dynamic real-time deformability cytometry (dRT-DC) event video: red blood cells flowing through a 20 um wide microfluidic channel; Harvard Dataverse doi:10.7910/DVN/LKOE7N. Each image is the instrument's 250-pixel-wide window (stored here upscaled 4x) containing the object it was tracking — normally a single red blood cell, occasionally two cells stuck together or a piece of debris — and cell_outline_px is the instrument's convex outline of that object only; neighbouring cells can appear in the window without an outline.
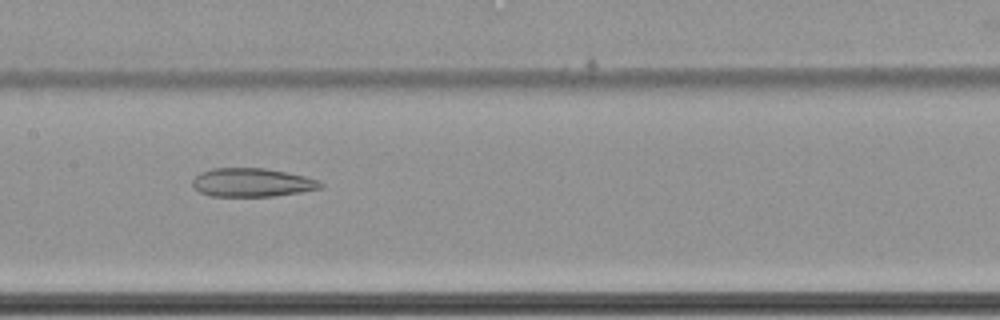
{"species": "common noctule bat (a hibernating species)", "species_latin": "Nyctalus noctula", "temperature_condition": "cold", "stored_images_in_passage": 60, "camera_frame_rate_fps": 3000, "um_per_image_px": 0.085, "animal": {"sex": "female", "body_mass_g": 22.7, "forearm_length_mm": 54.2}, "frame": {"image": 1, "passage_image": 34, "time_ms": 11.0, "image_size_px": [1000, 320], "cell_outline_px": [[324, 188], [276, 196], [212, 196], [200, 192], [192, 184], [192, 180], [200, 172], [212, 168], [264, 168], [304, 176], [320, 180], [324, 184]], "centroid_in_image_um": [21.45, 15.51], "position_along_channel_um": 185.9, "area_um2": 21.33}}
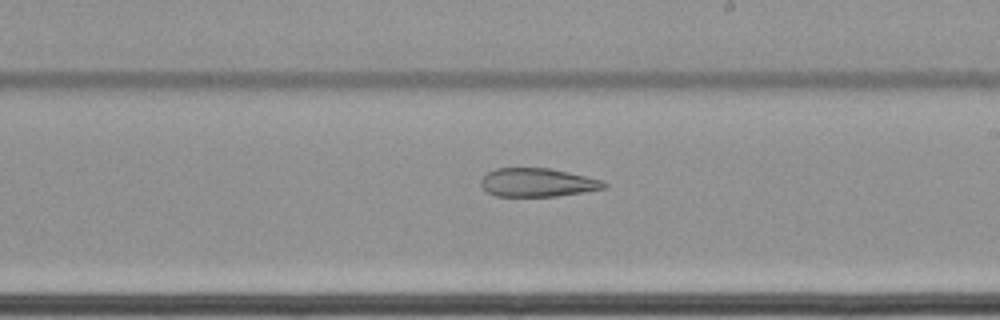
{"frame": {"image": 2, "passage_image": 39, "time_ms": 12.667, "image_size_px": [1000, 320], "cell_outline_px": [[608, 188], [584, 192], [556, 196], [496, 196], [488, 192], [480, 184], [480, 180], [488, 172], [496, 168], [548, 168], [568, 172], [600, 180], [608, 184]], "centroid_in_image_um": [45.69, 15.51], "position_along_channel_um": 243.3, "area_um2": 20.35}}
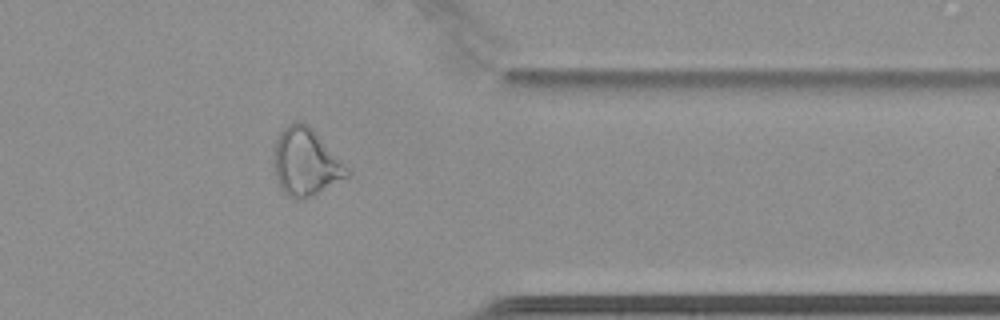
{"frame": {"image": 3, "passage_image": 52, "time_ms": 17.0, "image_size_px": [1000, 320], "cell_outline_px": [[352, 172], [348, 176], [312, 196], [300, 200], [292, 200], [280, 188], [272, 164], [272, 156], [276, 140], [280, 132], [288, 124], [296, 120], [300, 120], [308, 124], [312, 128]], "centroid_in_image_um": [25.94, 13.78], "position_along_channel_um": 385.5, "area_um2": 28.96}}